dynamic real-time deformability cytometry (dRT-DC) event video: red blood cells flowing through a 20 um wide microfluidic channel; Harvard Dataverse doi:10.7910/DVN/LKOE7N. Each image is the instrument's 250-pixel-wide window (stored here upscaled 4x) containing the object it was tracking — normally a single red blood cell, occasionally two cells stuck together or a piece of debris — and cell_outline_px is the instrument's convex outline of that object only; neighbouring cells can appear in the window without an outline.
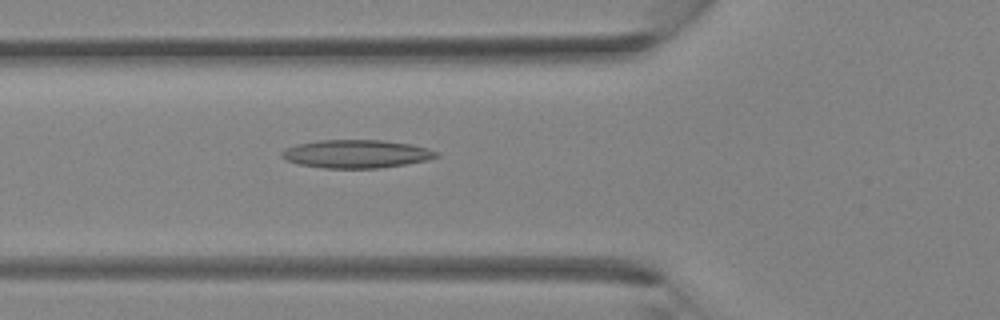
{"species": "Egyptian fruit bat (a non-hibernating species)", "species_latin": "Rousettus aegyptiacus", "temperature_condition": "room temperature", "stored_images_in_passage": 26, "camera_frame_rate_fps": 3000, "um_per_image_px": 0.085, "animal": {"sex": "female"}, "frame": {"image": 1, "passage_image": 2, "time_ms": 0.333, "image_size_px": [1000, 320], "cell_outline_px": [[440, 156], [428, 160], [380, 168], [324, 168], [300, 164], [284, 160], [280, 156], [280, 152], [284, 148], [296, 144], [320, 140], [380, 140], [412, 144], [428, 148], [440, 152]], "centroid_in_image_um": [30.28, 13.08], "position_along_channel_um": 95.5, "area_um2": 25.61}}
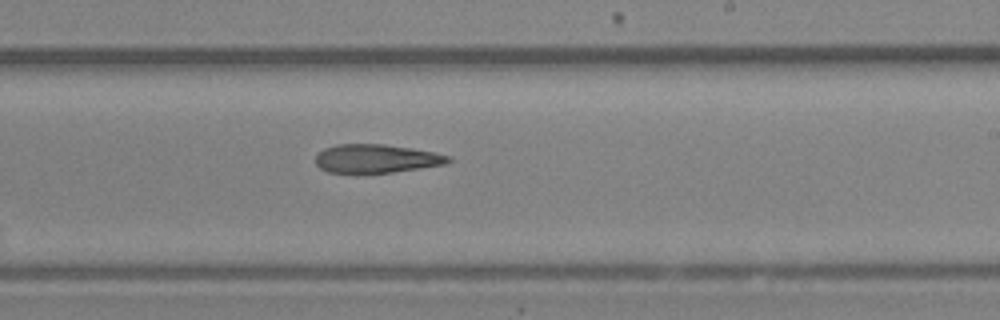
{"frame": {"image": 2, "passage_image": 11, "time_ms": 3.333, "image_size_px": [1000, 320], "cell_outline_px": [[452, 160], [448, 164], [392, 172], [356, 176], [352, 176], [328, 172], [320, 168], [316, 164], [316, 156], [324, 148], [336, 144], [384, 144], [412, 148], [452, 156]], "centroid_in_image_um": [31.95, 13.52], "position_along_channel_um": 257.0, "area_um2": 22.95}}
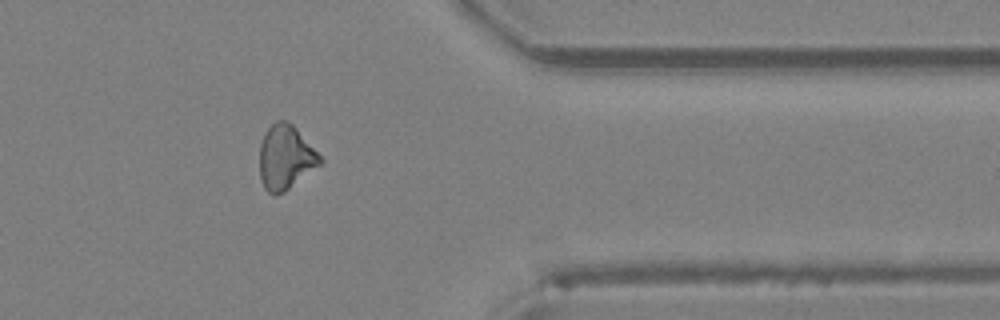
{"frame": {"image": 3, "passage_image": 19, "time_ms": 6.0, "image_size_px": [1000, 320], "cell_outline_px": [[324, 160], [320, 164], [284, 192], [276, 196], [272, 196], [264, 188], [260, 180], [260, 144], [268, 128], [276, 120], [288, 120], [296, 128]], "centroid_in_image_um": [24.25, 13.39], "position_along_channel_um": 387.2, "area_um2": 22.54}}